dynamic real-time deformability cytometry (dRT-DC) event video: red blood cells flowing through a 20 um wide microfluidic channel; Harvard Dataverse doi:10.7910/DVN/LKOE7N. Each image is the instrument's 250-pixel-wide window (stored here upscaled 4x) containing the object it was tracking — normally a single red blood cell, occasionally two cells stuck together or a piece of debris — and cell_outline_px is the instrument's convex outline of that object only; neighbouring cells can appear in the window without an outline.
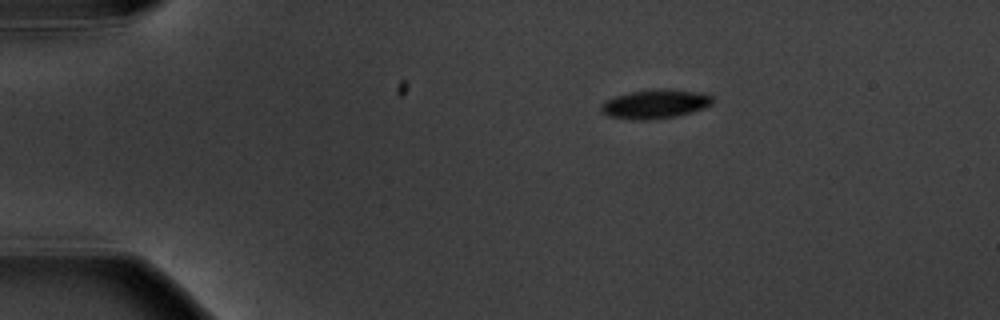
{"species": "common noctule bat (a hibernating species)", "species_latin": "Nyctalus noctula", "temperature_condition": "warm", "stored_images_in_passage": 4, "camera_frame_rate_fps": 3000, "um_per_image_px": 0.085, "animal": {"sex": "male", "body_mass_g": 20.1, "forearm_length_mm": 53.5}, "frame": {"image": 1, "passage_image": 1, "time_ms": 0.0, "image_size_px": [1000, 320], "cell_outline_px": [[712, 104], [704, 108], [676, 116], [648, 120], [632, 120], [608, 116], [600, 108], [600, 104], [616, 96], [632, 92], [660, 88], [700, 92], [712, 96]], "centroid_in_image_um": [55.69, 8.84], "position_along_channel_um": 29.3, "area_um2": 18.67}}
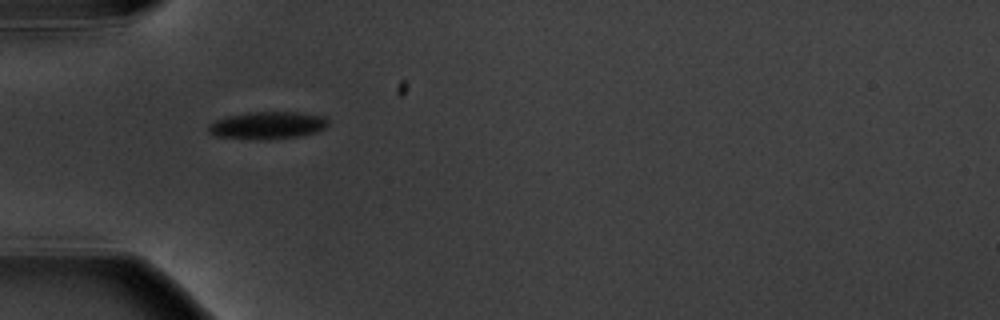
{"frame": {"image": 2, "passage_image": 3, "time_ms": 2.667, "image_size_px": [1000, 320], "cell_outline_px": [[328, 124], [324, 128], [316, 132], [296, 136], [268, 140], [248, 140], [212, 136], [208, 132], [208, 124], [216, 120], [228, 116], [248, 112], [300, 112], [324, 116], [328, 120]], "centroid_in_image_um": [22.68, 10.67], "position_along_channel_um": 62.3, "area_um2": 19.42}}